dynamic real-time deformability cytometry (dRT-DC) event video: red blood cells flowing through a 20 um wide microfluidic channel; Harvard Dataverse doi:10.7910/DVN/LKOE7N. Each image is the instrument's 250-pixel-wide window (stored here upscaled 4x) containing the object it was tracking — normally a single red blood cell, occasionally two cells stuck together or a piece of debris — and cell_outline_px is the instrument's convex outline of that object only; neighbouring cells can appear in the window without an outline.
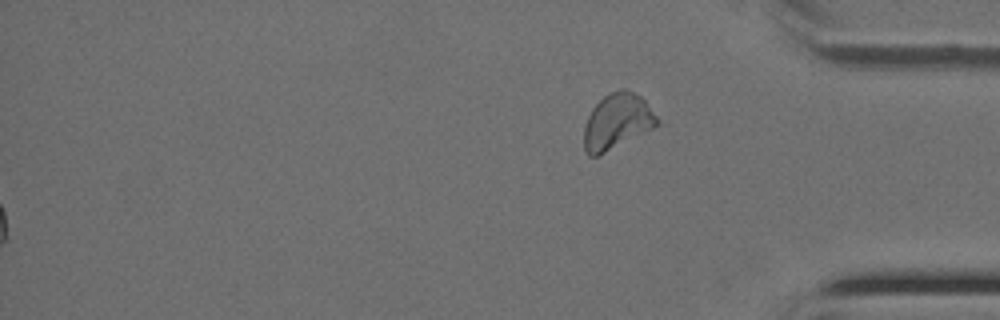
{"species": "Egyptian fruit bat (a non-hibernating species)", "species_latin": "Rousettus aegyptiacus", "temperature_condition": "cold", "stored_images_in_passage": 43, "segment_of_instrument_passage": [2, 2], "camera_frame_rate_fps": 3000, "um_per_image_px": 0.085, "animal": {"sex": "female"}, "frame": {"image": 1, "passage_image": 43, "time_ms": 14.0, "image_size_px": [1000, 320], "cell_outline_px": [[660, 124], [596, 156], [588, 156], [584, 148], [584, 128], [588, 116], [592, 108], [608, 92], [620, 88], [628, 88], [640, 96], [644, 100], [660, 120]], "centroid_in_image_um": [52.45, 10.28], "position_along_channel_um": 382.8, "area_um2": 23.41}}